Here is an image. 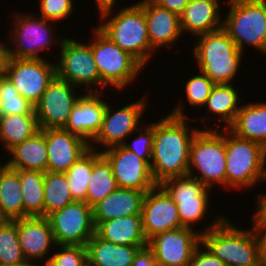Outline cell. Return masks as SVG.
<instances>
[{
	"label": "cell",
	"instance_id": "26",
	"mask_svg": "<svg viewBox=\"0 0 266 266\" xmlns=\"http://www.w3.org/2000/svg\"><path fill=\"white\" fill-rule=\"evenodd\" d=\"M4 163L12 169L47 171V145L45 134L39 129L31 137L12 148Z\"/></svg>",
	"mask_w": 266,
	"mask_h": 266
},
{
	"label": "cell",
	"instance_id": "23",
	"mask_svg": "<svg viewBox=\"0 0 266 266\" xmlns=\"http://www.w3.org/2000/svg\"><path fill=\"white\" fill-rule=\"evenodd\" d=\"M108 93L85 92L73 107L63 128L90 144L101 128Z\"/></svg>",
	"mask_w": 266,
	"mask_h": 266
},
{
	"label": "cell",
	"instance_id": "8",
	"mask_svg": "<svg viewBox=\"0 0 266 266\" xmlns=\"http://www.w3.org/2000/svg\"><path fill=\"white\" fill-rule=\"evenodd\" d=\"M265 178L266 148L226 129L225 192L256 190Z\"/></svg>",
	"mask_w": 266,
	"mask_h": 266
},
{
	"label": "cell",
	"instance_id": "43",
	"mask_svg": "<svg viewBox=\"0 0 266 266\" xmlns=\"http://www.w3.org/2000/svg\"><path fill=\"white\" fill-rule=\"evenodd\" d=\"M262 183L266 184V178ZM263 191L264 190H262L261 193L258 192L256 196H254L255 210H253L254 212L251 214V222L254 225H266V190L265 192Z\"/></svg>",
	"mask_w": 266,
	"mask_h": 266
},
{
	"label": "cell",
	"instance_id": "50",
	"mask_svg": "<svg viewBox=\"0 0 266 266\" xmlns=\"http://www.w3.org/2000/svg\"><path fill=\"white\" fill-rule=\"evenodd\" d=\"M5 220V218L0 213V224Z\"/></svg>",
	"mask_w": 266,
	"mask_h": 266
},
{
	"label": "cell",
	"instance_id": "47",
	"mask_svg": "<svg viewBox=\"0 0 266 266\" xmlns=\"http://www.w3.org/2000/svg\"><path fill=\"white\" fill-rule=\"evenodd\" d=\"M92 1L96 6L97 13L105 8L118 6L120 3L119 2L120 0H92Z\"/></svg>",
	"mask_w": 266,
	"mask_h": 266
},
{
	"label": "cell",
	"instance_id": "5",
	"mask_svg": "<svg viewBox=\"0 0 266 266\" xmlns=\"http://www.w3.org/2000/svg\"><path fill=\"white\" fill-rule=\"evenodd\" d=\"M225 217L217 226L201 235V242L226 266H260V243L256 225L241 227Z\"/></svg>",
	"mask_w": 266,
	"mask_h": 266
},
{
	"label": "cell",
	"instance_id": "7",
	"mask_svg": "<svg viewBox=\"0 0 266 266\" xmlns=\"http://www.w3.org/2000/svg\"><path fill=\"white\" fill-rule=\"evenodd\" d=\"M159 185L176 203L182 227L193 229L202 235L217 226L227 216L226 212L206 216L214 210V208H209L212 206L210 203L215 199L212 197L214 192L197 178L189 175L171 177L163 180ZM206 217L214 219L205 223ZM202 222L203 228L196 229L197 225H202Z\"/></svg>",
	"mask_w": 266,
	"mask_h": 266
},
{
	"label": "cell",
	"instance_id": "49",
	"mask_svg": "<svg viewBox=\"0 0 266 266\" xmlns=\"http://www.w3.org/2000/svg\"><path fill=\"white\" fill-rule=\"evenodd\" d=\"M0 266H37L34 262L29 260H24L17 263H0Z\"/></svg>",
	"mask_w": 266,
	"mask_h": 266
},
{
	"label": "cell",
	"instance_id": "27",
	"mask_svg": "<svg viewBox=\"0 0 266 266\" xmlns=\"http://www.w3.org/2000/svg\"><path fill=\"white\" fill-rule=\"evenodd\" d=\"M95 233L106 241L116 245L147 246L143 232L141 215L114 218L99 222Z\"/></svg>",
	"mask_w": 266,
	"mask_h": 266
},
{
	"label": "cell",
	"instance_id": "24",
	"mask_svg": "<svg viewBox=\"0 0 266 266\" xmlns=\"http://www.w3.org/2000/svg\"><path fill=\"white\" fill-rule=\"evenodd\" d=\"M223 6L221 0L189 2L180 14L183 35L187 34V38L191 40L199 35L223 28L222 10L225 9ZM189 34L192 38L188 37Z\"/></svg>",
	"mask_w": 266,
	"mask_h": 266
},
{
	"label": "cell",
	"instance_id": "13",
	"mask_svg": "<svg viewBox=\"0 0 266 266\" xmlns=\"http://www.w3.org/2000/svg\"><path fill=\"white\" fill-rule=\"evenodd\" d=\"M52 61V62H51ZM7 57L3 74L11 81L19 94L34 106L56 76L55 61Z\"/></svg>",
	"mask_w": 266,
	"mask_h": 266
},
{
	"label": "cell",
	"instance_id": "38",
	"mask_svg": "<svg viewBox=\"0 0 266 266\" xmlns=\"http://www.w3.org/2000/svg\"><path fill=\"white\" fill-rule=\"evenodd\" d=\"M26 260L19 242L16 219H5L0 224V263H17Z\"/></svg>",
	"mask_w": 266,
	"mask_h": 266
},
{
	"label": "cell",
	"instance_id": "9",
	"mask_svg": "<svg viewBox=\"0 0 266 266\" xmlns=\"http://www.w3.org/2000/svg\"><path fill=\"white\" fill-rule=\"evenodd\" d=\"M223 29L245 54L254 49L266 57V0H222ZM248 46V47H247Z\"/></svg>",
	"mask_w": 266,
	"mask_h": 266
},
{
	"label": "cell",
	"instance_id": "6",
	"mask_svg": "<svg viewBox=\"0 0 266 266\" xmlns=\"http://www.w3.org/2000/svg\"><path fill=\"white\" fill-rule=\"evenodd\" d=\"M87 38L101 79V92H118L137 85L145 68L129 53L122 50L95 25ZM91 39V40H90ZM143 71V72H142ZM136 82V84H135ZM135 84V85H134ZM108 88V89H107ZM106 90V91H105ZM116 90V91H115Z\"/></svg>",
	"mask_w": 266,
	"mask_h": 266
},
{
	"label": "cell",
	"instance_id": "25",
	"mask_svg": "<svg viewBox=\"0 0 266 266\" xmlns=\"http://www.w3.org/2000/svg\"><path fill=\"white\" fill-rule=\"evenodd\" d=\"M146 192L118 188L93 207V222L96 226L106 220L141 215Z\"/></svg>",
	"mask_w": 266,
	"mask_h": 266
},
{
	"label": "cell",
	"instance_id": "36",
	"mask_svg": "<svg viewBox=\"0 0 266 266\" xmlns=\"http://www.w3.org/2000/svg\"><path fill=\"white\" fill-rule=\"evenodd\" d=\"M93 168V149L82 155L65 173L74 201L87 203V190Z\"/></svg>",
	"mask_w": 266,
	"mask_h": 266
},
{
	"label": "cell",
	"instance_id": "45",
	"mask_svg": "<svg viewBox=\"0 0 266 266\" xmlns=\"http://www.w3.org/2000/svg\"><path fill=\"white\" fill-rule=\"evenodd\" d=\"M161 7L168 9L180 15L184 8L188 5L189 0H153Z\"/></svg>",
	"mask_w": 266,
	"mask_h": 266
},
{
	"label": "cell",
	"instance_id": "21",
	"mask_svg": "<svg viewBox=\"0 0 266 266\" xmlns=\"http://www.w3.org/2000/svg\"><path fill=\"white\" fill-rule=\"evenodd\" d=\"M144 10L150 45L157 51L174 49L183 36L180 15L159 6L153 0H138ZM176 44V45H175Z\"/></svg>",
	"mask_w": 266,
	"mask_h": 266
},
{
	"label": "cell",
	"instance_id": "31",
	"mask_svg": "<svg viewBox=\"0 0 266 266\" xmlns=\"http://www.w3.org/2000/svg\"><path fill=\"white\" fill-rule=\"evenodd\" d=\"M19 169L0 160V213L7 220L23 218V193Z\"/></svg>",
	"mask_w": 266,
	"mask_h": 266
},
{
	"label": "cell",
	"instance_id": "19",
	"mask_svg": "<svg viewBox=\"0 0 266 266\" xmlns=\"http://www.w3.org/2000/svg\"><path fill=\"white\" fill-rule=\"evenodd\" d=\"M16 227L25 259L45 266L57 245L50 221L46 217L18 218Z\"/></svg>",
	"mask_w": 266,
	"mask_h": 266
},
{
	"label": "cell",
	"instance_id": "42",
	"mask_svg": "<svg viewBox=\"0 0 266 266\" xmlns=\"http://www.w3.org/2000/svg\"><path fill=\"white\" fill-rule=\"evenodd\" d=\"M189 266H226L219 258L215 257L201 242L192 255Z\"/></svg>",
	"mask_w": 266,
	"mask_h": 266
},
{
	"label": "cell",
	"instance_id": "15",
	"mask_svg": "<svg viewBox=\"0 0 266 266\" xmlns=\"http://www.w3.org/2000/svg\"><path fill=\"white\" fill-rule=\"evenodd\" d=\"M47 219L58 245L86 246L95 234L93 208L83 201H74L51 213Z\"/></svg>",
	"mask_w": 266,
	"mask_h": 266
},
{
	"label": "cell",
	"instance_id": "48",
	"mask_svg": "<svg viewBox=\"0 0 266 266\" xmlns=\"http://www.w3.org/2000/svg\"><path fill=\"white\" fill-rule=\"evenodd\" d=\"M5 42V43H4ZM7 40L5 41L0 38V73L3 72V68L5 67V63L7 60Z\"/></svg>",
	"mask_w": 266,
	"mask_h": 266
},
{
	"label": "cell",
	"instance_id": "11",
	"mask_svg": "<svg viewBox=\"0 0 266 266\" xmlns=\"http://www.w3.org/2000/svg\"><path fill=\"white\" fill-rule=\"evenodd\" d=\"M144 93V94H143ZM137 100L133 99L119 108L115 102L110 103L107 96L106 108L103 115L102 125L90 143V148L102 152L107 148L122 145L125 140L134 133L143 123L146 112L150 109V90L143 92ZM150 93V94H149ZM150 95V96H149ZM115 104V105H114ZM115 106V107H114ZM145 116V117H144Z\"/></svg>",
	"mask_w": 266,
	"mask_h": 266
},
{
	"label": "cell",
	"instance_id": "51",
	"mask_svg": "<svg viewBox=\"0 0 266 266\" xmlns=\"http://www.w3.org/2000/svg\"><path fill=\"white\" fill-rule=\"evenodd\" d=\"M204 1V0H189V2Z\"/></svg>",
	"mask_w": 266,
	"mask_h": 266
},
{
	"label": "cell",
	"instance_id": "46",
	"mask_svg": "<svg viewBox=\"0 0 266 266\" xmlns=\"http://www.w3.org/2000/svg\"><path fill=\"white\" fill-rule=\"evenodd\" d=\"M256 233L260 243V266H266V225H256Z\"/></svg>",
	"mask_w": 266,
	"mask_h": 266
},
{
	"label": "cell",
	"instance_id": "2",
	"mask_svg": "<svg viewBox=\"0 0 266 266\" xmlns=\"http://www.w3.org/2000/svg\"><path fill=\"white\" fill-rule=\"evenodd\" d=\"M127 4L126 2V6L124 3L123 6H112L98 12L96 21L98 20L99 25L95 23V26L147 69L157 51L149 42L143 8L137 2Z\"/></svg>",
	"mask_w": 266,
	"mask_h": 266
},
{
	"label": "cell",
	"instance_id": "3",
	"mask_svg": "<svg viewBox=\"0 0 266 266\" xmlns=\"http://www.w3.org/2000/svg\"><path fill=\"white\" fill-rule=\"evenodd\" d=\"M10 14L12 16H9V19L12 20L8 21L11 22L8 29L9 38L7 37V57L47 59L52 55L54 57L52 59L55 60L57 55L53 49L59 50L58 48L61 47V43L70 29L62 28V32H58L60 30L58 23L39 17L29 9L26 12L20 11L19 8V11H10ZM48 52H50L49 56Z\"/></svg>",
	"mask_w": 266,
	"mask_h": 266
},
{
	"label": "cell",
	"instance_id": "20",
	"mask_svg": "<svg viewBox=\"0 0 266 266\" xmlns=\"http://www.w3.org/2000/svg\"><path fill=\"white\" fill-rule=\"evenodd\" d=\"M239 90L241 91V89L237 88L234 83L215 84L205 105L200 110V112L202 110H205L203 112H206V116L205 113L202 116L194 114L196 117L194 115L191 116L193 121L197 122L196 124L199 125L198 127H201L200 129L217 130L221 129L223 125L224 126L222 128L228 129L233 124L237 113L240 110L241 103L242 101H244L241 100L243 98L242 96L240 97V95L242 94ZM212 118L214 119L212 120ZM198 120L200 121L201 126L200 124H198ZM206 121H210V123L214 122L212 123L213 126H210L208 122L206 123ZM204 123H206V126L204 125ZM202 125H204L203 128Z\"/></svg>",
	"mask_w": 266,
	"mask_h": 266
},
{
	"label": "cell",
	"instance_id": "1",
	"mask_svg": "<svg viewBox=\"0 0 266 266\" xmlns=\"http://www.w3.org/2000/svg\"><path fill=\"white\" fill-rule=\"evenodd\" d=\"M160 116L157 120L154 119V142L150 162L156 184L171 177L187 175L190 145L200 130L196 127L197 124L193 125L195 123L191 117H175L170 114Z\"/></svg>",
	"mask_w": 266,
	"mask_h": 266
},
{
	"label": "cell",
	"instance_id": "16",
	"mask_svg": "<svg viewBox=\"0 0 266 266\" xmlns=\"http://www.w3.org/2000/svg\"><path fill=\"white\" fill-rule=\"evenodd\" d=\"M201 243V234L181 227L155 235L148 241L158 266H189L196 247Z\"/></svg>",
	"mask_w": 266,
	"mask_h": 266
},
{
	"label": "cell",
	"instance_id": "41",
	"mask_svg": "<svg viewBox=\"0 0 266 266\" xmlns=\"http://www.w3.org/2000/svg\"><path fill=\"white\" fill-rule=\"evenodd\" d=\"M86 262V246L57 244L45 266H83Z\"/></svg>",
	"mask_w": 266,
	"mask_h": 266
},
{
	"label": "cell",
	"instance_id": "34",
	"mask_svg": "<svg viewBox=\"0 0 266 266\" xmlns=\"http://www.w3.org/2000/svg\"><path fill=\"white\" fill-rule=\"evenodd\" d=\"M19 177L23 193V218L44 217L45 173L19 169Z\"/></svg>",
	"mask_w": 266,
	"mask_h": 266
},
{
	"label": "cell",
	"instance_id": "12",
	"mask_svg": "<svg viewBox=\"0 0 266 266\" xmlns=\"http://www.w3.org/2000/svg\"><path fill=\"white\" fill-rule=\"evenodd\" d=\"M69 35L71 32L63 39L54 60L56 76L84 92H101L100 74L90 44L87 39L78 40Z\"/></svg>",
	"mask_w": 266,
	"mask_h": 266
},
{
	"label": "cell",
	"instance_id": "28",
	"mask_svg": "<svg viewBox=\"0 0 266 266\" xmlns=\"http://www.w3.org/2000/svg\"><path fill=\"white\" fill-rule=\"evenodd\" d=\"M260 100L256 102L250 99L242 103L228 129L236 136L258 142L266 148V101Z\"/></svg>",
	"mask_w": 266,
	"mask_h": 266
},
{
	"label": "cell",
	"instance_id": "4",
	"mask_svg": "<svg viewBox=\"0 0 266 266\" xmlns=\"http://www.w3.org/2000/svg\"><path fill=\"white\" fill-rule=\"evenodd\" d=\"M193 40L192 49H189L192 50L191 58L195 60L194 69L203 72L215 84H235V78L240 76L242 61L246 56L237 48L227 32L221 28L199 35Z\"/></svg>",
	"mask_w": 266,
	"mask_h": 266
},
{
	"label": "cell",
	"instance_id": "17",
	"mask_svg": "<svg viewBox=\"0 0 266 266\" xmlns=\"http://www.w3.org/2000/svg\"><path fill=\"white\" fill-rule=\"evenodd\" d=\"M101 154L111 164L119 188L147 192L157 185L150 165L122 145L107 148Z\"/></svg>",
	"mask_w": 266,
	"mask_h": 266
},
{
	"label": "cell",
	"instance_id": "39",
	"mask_svg": "<svg viewBox=\"0 0 266 266\" xmlns=\"http://www.w3.org/2000/svg\"><path fill=\"white\" fill-rule=\"evenodd\" d=\"M150 120L151 119L146 121V123L144 122L143 126L141 125L122 144L127 150L133 152L138 157L143 158L149 165L151 162L152 146L154 142V121L152 122V120Z\"/></svg>",
	"mask_w": 266,
	"mask_h": 266
},
{
	"label": "cell",
	"instance_id": "18",
	"mask_svg": "<svg viewBox=\"0 0 266 266\" xmlns=\"http://www.w3.org/2000/svg\"><path fill=\"white\" fill-rule=\"evenodd\" d=\"M141 218L147 241L157 234L182 227L176 203L159 184L146 192Z\"/></svg>",
	"mask_w": 266,
	"mask_h": 266
},
{
	"label": "cell",
	"instance_id": "32",
	"mask_svg": "<svg viewBox=\"0 0 266 266\" xmlns=\"http://www.w3.org/2000/svg\"><path fill=\"white\" fill-rule=\"evenodd\" d=\"M39 130L36 115H1L0 146L5 154ZM6 152V153H5Z\"/></svg>",
	"mask_w": 266,
	"mask_h": 266
},
{
	"label": "cell",
	"instance_id": "44",
	"mask_svg": "<svg viewBox=\"0 0 266 266\" xmlns=\"http://www.w3.org/2000/svg\"><path fill=\"white\" fill-rule=\"evenodd\" d=\"M131 266H158L153 250L148 245L140 248Z\"/></svg>",
	"mask_w": 266,
	"mask_h": 266
},
{
	"label": "cell",
	"instance_id": "10",
	"mask_svg": "<svg viewBox=\"0 0 266 266\" xmlns=\"http://www.w3.org/2000/svg\"><path fill=\"white\" fill-rule=\"evenodd\" d=\"M187 175L197 178L207 188L219 191V187L225 192L226 129H200L195 134Z\"/></svg>",
	"mask_w": 266,
	"mask_h": 266
},
{
	"label": "cell",
	"instance_id": "29",
	"mask_svg": "<svg viewBox=\"0 0 266 266\" xmlns=\"http://www.w3.org/2000/svg\"><path fill=\"white\" fill-rule=\"evenodd\" d=\"M145 246L116 245L96 233L87 242V262L91 266H131L138 250Z\"/></svg>",
	"mask_w": 266,
	"mask_h": 266
},
{
	"label": "cell",
	"instance_id": "40",
	"mask_svg": "<svg viewBox=\"0 0 266 266\" xmlns=\"http://www.w3.org/2000/svg\"><path fill=\"white\" fill-rule=\"evenodd\" d=\"M77 0H38L39 11L36 9L34 12L39 17L46 20L54 21L61 25L60 21L64 23L74 16L75 11L78 9L76 5ZM37 12V13H36Z\"/></svg>",
	"mask_w": 266,
	"mask_h": 266
},
{
	"label": "cell",
	"instance_id": "14",
	"mask_svg": "<svg viewBox=\"0 0 266 266\" xmlns=\"http://www.w3.org/2000/svg\"><path fill=\"white\" fill-rule=\"evenodd\" d=\"M84 93L80 88L55 76L34 106L39 129L63 128Z\"/></svg>",
	"mask_w": 266,
	"mask_h": 266
},
{
	"label": "cell",
	"instance_id": "30",
	"mask_svg": "<svg viewBox=\"0 0 266 266\" xmlns=\"http://www.w3.org/2000/svg\"><path fill=\"white\" fill-rule=\"evenodd\" d=\"M198 71V72H197ZM194 72L193 75L190 73L189 78L188 75L185 77L187 80H184L183 85V92L184 99L181 97L177 99L178 102H175L173 105L174 107L171 108L167 113L175 117H190L189 108L187 110V106H190L191 109L193 108L196 112L197 109H202L205 105L209 95L211 94L212 88L214 87L215 83L203 72L197 70ZM184 101V102H183ZM177 103V104H176ZM186 105V106H185ZM195 107V108H194ZM188 111L186 113V111Z\"/></svg>",
	"mask_w": 266,
	"mask_h": 266
},
{
	"label": "cell",
	"instance_id": "52",
	"mask_svg": "<svg viewBox=\"0 0 266 266\" xmlns=\"http://www.w3.org/2000/svg\"><path fill=\"white\" fill-rule=\"evenodd\" d=\"M83 266H91L88 262H86Z\"/></svg>",
	"mask_w": 266,
	"mask_h": 266
},
{
	"label": "cell",
	"instance_id": "22",
	"mask_svg": "<svg viewBox=\"0 0 266 266\" xmlns=\"http://www.w3.org/2000/svg\"><path fill=\"white\" fill-rule=\"evenodd\" d=\"M47 145V171L66 172L89 149L90 144L64 128L42 129Z\"/></svg>",
	"mask_w": 266,
	"mask_h": 266
},
{
	"label": "cell",
	"instance_id": "37",
	"mask_svg": "<svg viewBox=\"0 0 266 266\" xmlns=\"http://www.w3.org/2000/svg\"><path fill=\"white\" fill-rule=\"evenodd\" d=\"M0 114L35 115L34 105L19 94L3 73H0Z\"/></svg>",
	"mask_w": 266,
	"mask_h": 266
},
{
	"label": "cell",
	"instance_id": "33",
	"mask_svg": "<svg viewBox=\"0 0 266 266\" xmlns=\"http://www.w3.org/2000/svg\"><path fill=\"white\" fill-rule=\"evenodd\" d=\"M87 190V204L93 208L119 187L109 161L93 149V168Z\"/></svg>",
	"mask_w": 266,
	"mask_h": 266
},
{
	"label": "cell",
	"instance_id": "35",
	"mask_svg": "<svg viewBox=\"0 0 266 266\" xmlns=\"http://www.w3.org/2000/svg\"><path fill=\"white\" fill-rule=\"evenodd\" d=\"M74 202L64 172H45L44 177V217L61 210Z\"/></svg>",
	"mask_w": 266,
	"mask_h": 266
}]
</instances>
